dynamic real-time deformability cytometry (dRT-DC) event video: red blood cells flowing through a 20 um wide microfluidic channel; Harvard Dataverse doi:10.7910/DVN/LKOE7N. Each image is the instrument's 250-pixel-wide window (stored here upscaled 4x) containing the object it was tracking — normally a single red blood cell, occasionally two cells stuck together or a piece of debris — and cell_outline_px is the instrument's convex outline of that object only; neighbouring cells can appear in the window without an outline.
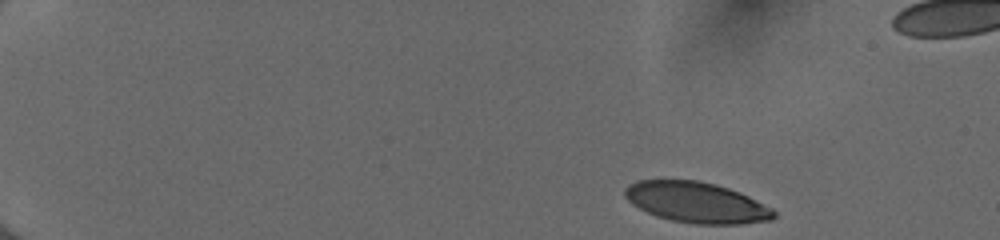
{"species": "human", "species_latin": "Homo sapiens", "temperature_condition": "cold", "stored_images_in_passage": 46, "camera_frame_rate_fps": 3000, "um_per_image_px": 0.085, "donor": {"sex": "female"}, "frame": {"image": 1, "passage_image": 1, "time_ms": 0.0, "image_size_px": [1000, 240], "cell_outline_px": [[776, 216], [772, 220], [740, 224], [696, 224], [672, 220], [656, 216], [632, 204], [624, 196], [624, 188], [628, 184], [636, 180], [700, 180], [716, 184], [740, 192], [772, 208], [776, 212]], "centroid_in_image_um": [59.2, 17.2], "position_along_channel_um": 25.8, "area_um2": 35.43}}
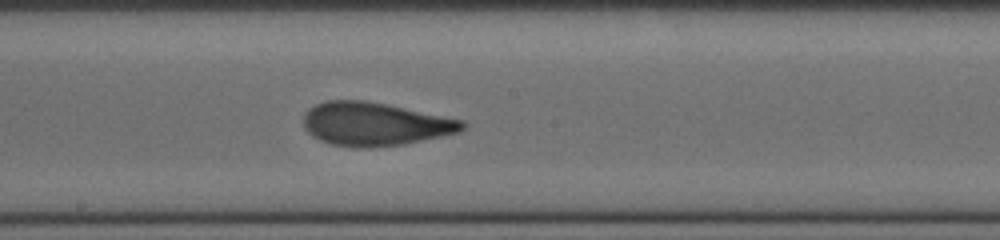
{"frame": {"image": 2, "passage_image": 25, "time_ms": 8.0, "image_size_px": [1000, 240], "cell_outline_px": [[468, 124], [460, 132], [404, 144], [360, 148], [352, 148], [332, 144], [320, 140], [312, 136], [304, 128], [304, 112], [308, 108], [316, 104], [328, 100], [364, 100], [464, 120]], "centroid_in_image_um": [31.84, 10.54], "position_along_channel_um": 216.4, "area_um2": 40.06}}
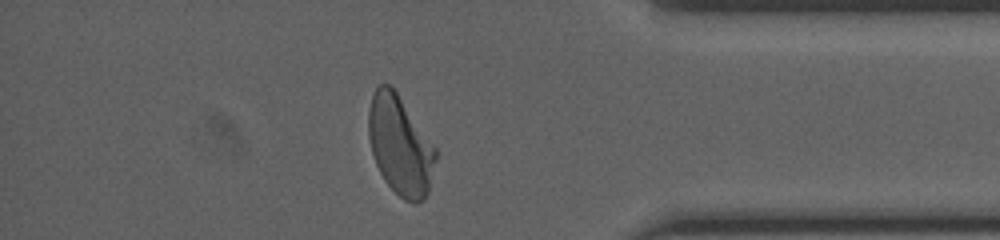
{"frame": {"image": 3, "passage_image": 40, "time_ms": 13.0, "image_size_px": [1000, 240], "cell_outline_px": [[436, 160], [428, 192], [424, 200], [416, 204], [412, 204], [404, 200], [384, 180], [376, 164], [372, 152], [368, 136], [368, 112], [372, 92], [380, 84], [388, 84], [396, 92], [436, 148]], "centroid_in_image_um": [34.0, 12.39], "position_along_channel_um": 401.2, "area_um2": 38.55}, "authors_computed_cell_mechanics": {"area_um2": 38.6104, "velocity_mm_per_s": 4.0169, "shape_relaxation_time_tau1_ms": 4.8488, "shape_relaxation_time_tau2_ms": 0.936, "deformation_change_tau1": 0.2007, "deformation_change_tau2": 0.066}}